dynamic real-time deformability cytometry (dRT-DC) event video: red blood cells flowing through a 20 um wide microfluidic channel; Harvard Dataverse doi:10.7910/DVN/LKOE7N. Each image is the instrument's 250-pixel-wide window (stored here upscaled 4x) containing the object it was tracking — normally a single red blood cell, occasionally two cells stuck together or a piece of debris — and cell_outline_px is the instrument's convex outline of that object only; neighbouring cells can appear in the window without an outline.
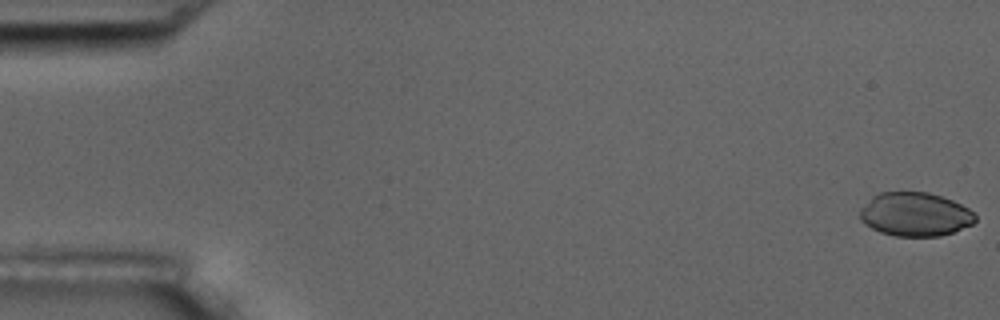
{"species": "common noctule bat (a hibernating species)", "species_latin": "Nyctalus noctula", "temperature_condition": "room temperature", "stored_images_in_passage": 5, "camera_frame_rate_fps": 3000, "um_per_image_px": 0.085, "animal": {"sex": "male", "body_mass_g": 17.5, "forearm_length_mm": 52.3}, "frame": {"image": 1, "passage_image": 1, "time_ms": 0.0, "image_size_px": [1000, 320], "cell_outline_px": [[976, 220], [972, 224], [952, 232], [940, 236], [896, 236], [880, 232], [864, 224], [860, 220], [860, 208], [872, 196], [880, 192], [928, 192], [952, 200], [968, 208], [976, 216]], "centroid_in_image_um": [77.75, 18.21], "position_along_channel_um": 7.2, "area_um2": 29.36}}
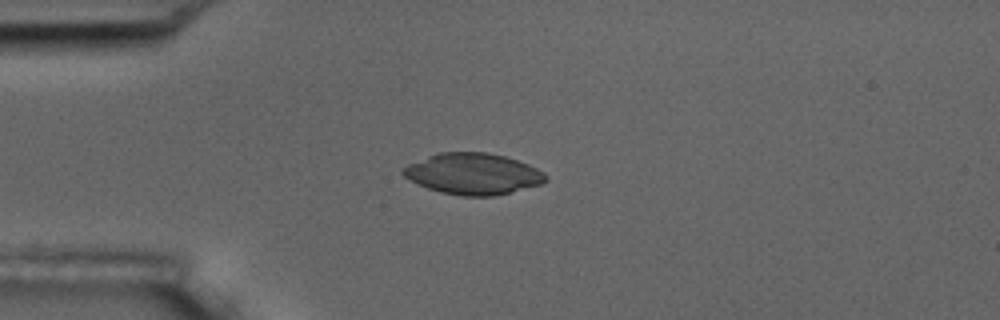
{"frame": {"image": 2, "passage_image": 5, "time_ms": 4.667, "image_size_px": [1000, 320], "cell_outline_px": [[548, 180], [540, 184], [512, 192], [492, 196], [464, 196], [440, 192], [428, 188], [404, 176], [400, 172], [400, 168], [408, 164], [428, 156], [440, 152], [488, 152], [504, 156], [528, 164], [544, 172], [548, 176]], "centroid_in_image_um": [40.21, 14.77], "position_along_channel_um": 44.8, "area_um2": 34.16}}